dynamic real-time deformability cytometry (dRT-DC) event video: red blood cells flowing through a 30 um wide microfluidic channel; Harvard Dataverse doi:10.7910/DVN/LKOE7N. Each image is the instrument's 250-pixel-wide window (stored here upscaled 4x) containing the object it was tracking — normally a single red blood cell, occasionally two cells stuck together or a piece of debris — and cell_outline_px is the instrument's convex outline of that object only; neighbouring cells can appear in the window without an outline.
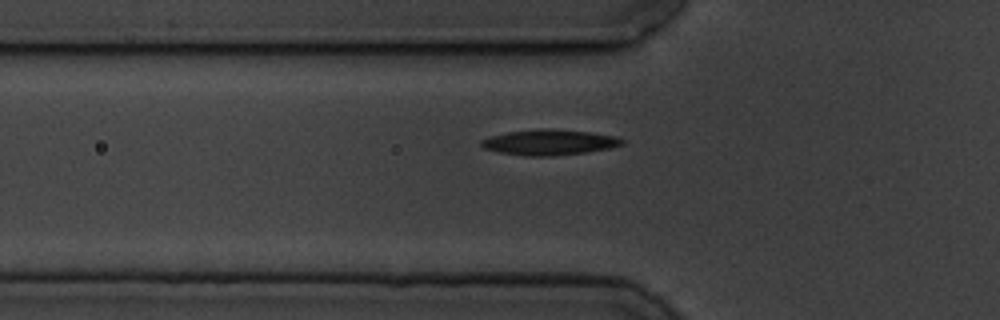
{"species": "common noctule bat (a hibernating species)", "species_latin": "Nyctalus noctula", "temperature_condition": "cold", "stored_images_in_passage": 5, "camera_frame_rate_fps": 3000, "um_per_image_px": 0.085, "animal": {"sex": "male", "body_mass_g": 19.5, "forearm_length_mm": 54.6}, "frame": {"image": 1, "passage_image": 5, "time_ms": 4.667, "image_size_px": [1000, 320], "cell_outline_px": [[624, 144], [608, 148], [584, 152], [556, 156], [524, 156], [500, 152], [484, 148], [480, 144], [480, 140], [488, 136], [508, 132], [540, 128], [544, 128], [588, 132], [616, 136], [624, 140]], "centroid_in_image_um": [46.65, 12.09], "position_along_channel_um": 79.1, "area_um2": 20.87}}